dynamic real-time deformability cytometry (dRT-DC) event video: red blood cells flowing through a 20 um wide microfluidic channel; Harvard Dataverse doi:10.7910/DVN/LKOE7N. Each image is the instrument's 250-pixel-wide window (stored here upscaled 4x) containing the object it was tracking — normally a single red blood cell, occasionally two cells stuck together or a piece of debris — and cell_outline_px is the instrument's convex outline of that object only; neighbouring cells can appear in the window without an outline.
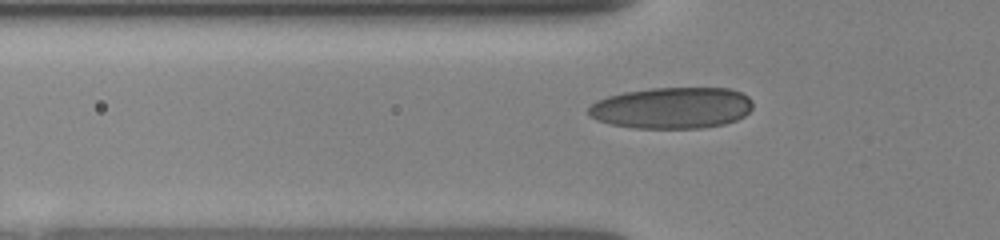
{"species": "human", "species_latin": "Homo sapiens", "temperature_condition": "room temperature", "stored_images_in_passage": 21, "camera_frame_rate_fps": 3000, "um_per_image_px": 0.085, "donor": {"sex": "female"}, "frame": {"image": 1, "passage_image": 5, "time_ms": 1.667, "image_size_px": [1000, 240], "cell_outline_px": [[752, 108], [744, 116], [736, 120], [724, 124], [700, 128], [636, 128], [612, 124], [596, 120], [588, 116], [588, 108], [596, 100], [608, 96], [624, 92], [652, 88], [728, 88], [740, 92], [748, 96], [752, 100]], "centroid_in_image_um": [57.11, 9.17], "position_along_channel_um": 68.7, "area_um2": 39.71}}
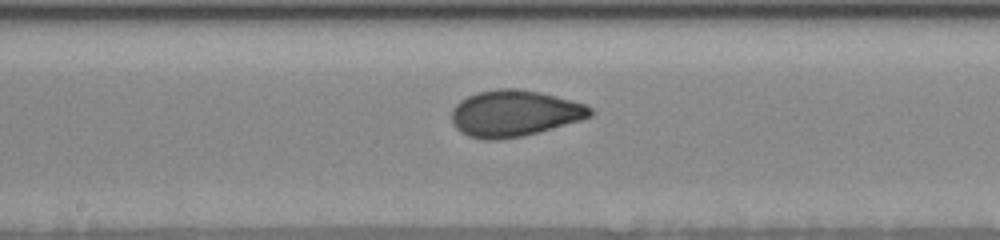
{"frame": {"image": 2, "passage_image": 14, "time_ms": 5.0, "image_size_px": [1000, 240], "cell_outline_px": [[592, 116], [580, 120], [524, 136], [496, 140], [484, 140], [468, 136], [460, 132], [452, 124], [452, 108], [460, 100], [468, 96], [480, 92], [500, 88], [512, 88], [540, 92], [556, 96], [584, 104], [592, 108]], "centroid_in_image_um": [43.69, 9.65], "position_along_channel_um": 204.5, "area_um2": 37.28}}
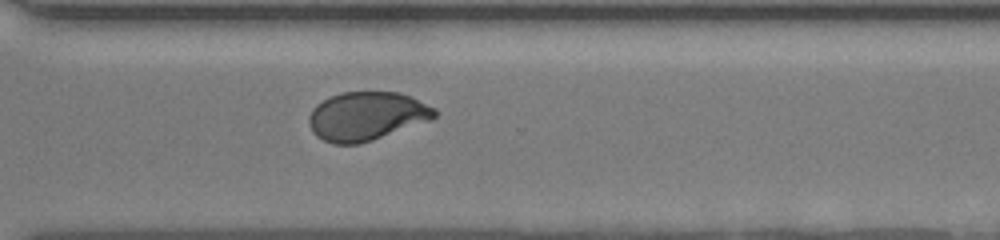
{"frame": {"image": 3, "passage_image": 21, "time_ms": 8.333, "image_size_px": [1000, 240], "cell_outline_px": [[436, 116], [432, 120], [360, 144], [332, 144], [316, 136], [312, 132], [308, 124], [308, 116], [312, 108], [316, 104], [328, 96], [340, 92], [400, 92], [436, 108]], "centroid_in_image_um": [31.13, 9.87], "position_along_channel_um": 339.5, "area_um2": 35.95}}